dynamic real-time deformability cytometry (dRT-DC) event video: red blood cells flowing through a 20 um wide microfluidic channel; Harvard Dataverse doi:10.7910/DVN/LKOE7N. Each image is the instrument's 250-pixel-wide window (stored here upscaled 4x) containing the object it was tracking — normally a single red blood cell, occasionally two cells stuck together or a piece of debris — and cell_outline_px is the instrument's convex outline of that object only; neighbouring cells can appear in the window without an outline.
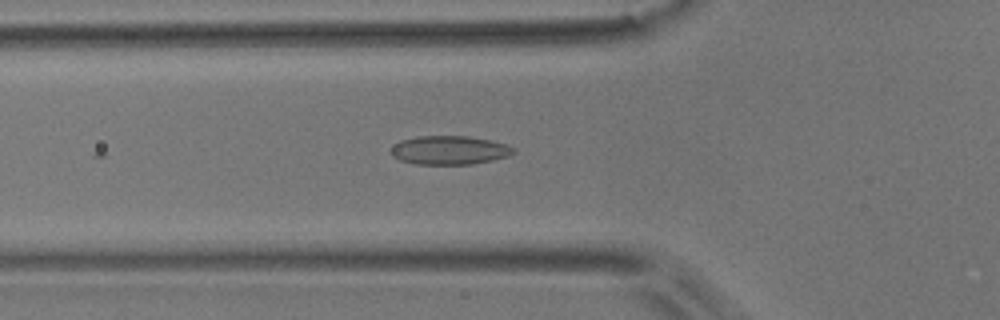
{"species": "common noctule bat (a hibernating species)", "species_latin": "Nyctalus noctula", "temperature_condition": "room temperature", "stored_images_in_passage": 6, "camera_frame_rate_fps": 3000, "um_per_image_px": 0.085, "animal": {"sex": "male", "body_mass_g": 17.9}, "frame": {"image": 1, "passage_image": 2, "time_ms": 0.333, "image_size_px": [1000, 320], "cell_outline_px": [[516, 152], [508, 156], [492, 160], [472, 164], [416, 164], [400, 160], [392, 156], [388, 152], [400, 140], [420, 136], [468, 136], [508, 144], [516, 148]], "centroid_in_image_um": [38.21, 12.76], "position_along_channel_um": 87.6, "area_um2": 20.58}}
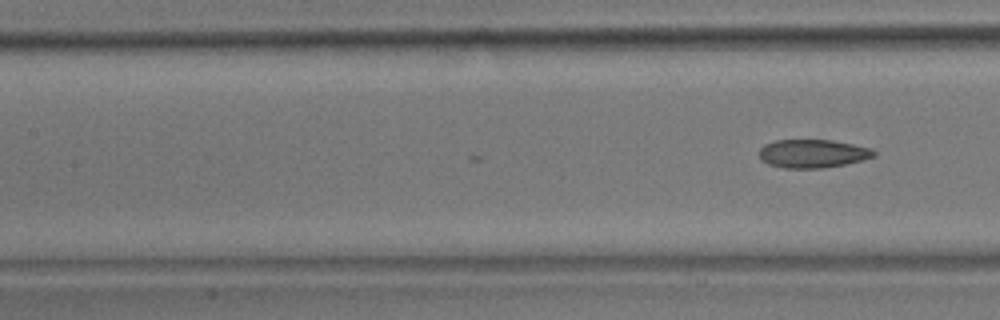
{"frame": {"image": 2, "passage_image": 6, "time_ms": 1.667, "image_size_px": [1000, 320], "cell_outline_px": [[876, 156], [844, 164], [824, 168], [784, 168], [768, 164], [760, 160], [760, 148], [764, 144], [776, 140], [832, 140], [872, 148], [876, 152]], "centroid_in_image_um": [69.06, 13.05], "position_along_channel_um": 138.3, "area_um2": 18.96}}